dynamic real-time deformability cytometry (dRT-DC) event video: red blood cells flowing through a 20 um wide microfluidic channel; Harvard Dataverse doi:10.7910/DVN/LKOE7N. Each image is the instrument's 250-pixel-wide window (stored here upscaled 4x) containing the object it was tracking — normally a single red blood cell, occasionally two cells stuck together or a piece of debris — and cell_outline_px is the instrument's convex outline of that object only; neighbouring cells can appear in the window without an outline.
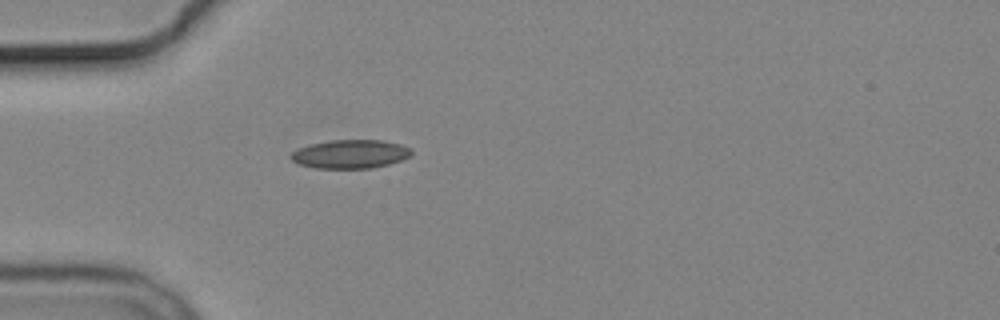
{"species": "common noctule bat (a hibernating species)", "species_latin": "Nyctalus noctula", "temperature_condition": "cold", "stored_images_in_passage": 3, "camera_frame_rate_fps": 3000, "um_per_image_px": 0.085, "animal": {"sex": "male", "body_mass_g": 19.2, "forearm_length_mm": 51.8}, "frame": {"image": 1, "passage_image": 3, "time_ms": 3.333, "image_size_px": [1000, 320], "cell_outline_px": [[412, 152], [408, 156], [400, 160], [388, 164], [372, 168], [316, 168], [300, 164], [292, 160], [288, 156], [292, 152], [300, 148], [312, 144], [332, 140], [384, 140], [400, 144], [412, 148]], "centroid_in_image_um": [29.79, 13.09], "position_along_channel_um": 55.2, "area_um2": 19.94}}